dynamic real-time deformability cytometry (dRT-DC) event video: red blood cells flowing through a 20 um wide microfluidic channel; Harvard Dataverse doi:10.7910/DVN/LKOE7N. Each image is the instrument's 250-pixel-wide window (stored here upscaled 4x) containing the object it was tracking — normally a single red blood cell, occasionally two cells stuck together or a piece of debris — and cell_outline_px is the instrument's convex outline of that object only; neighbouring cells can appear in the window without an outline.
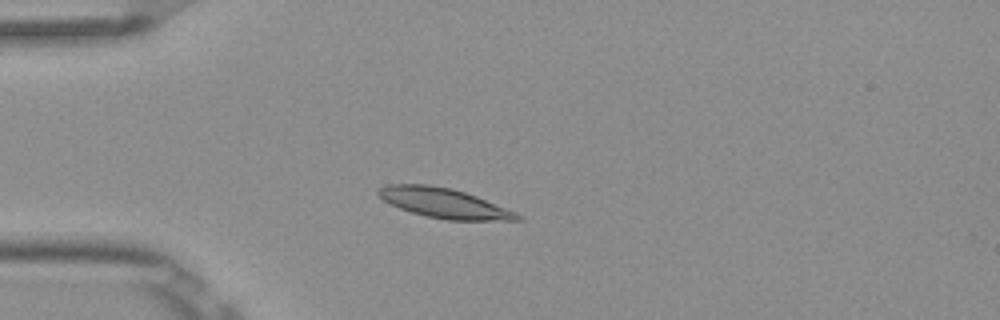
{"species": "Egyptian fruit bat (a non-hibernating species)", "species_latin": "Rousettus aegyptiacus", "temperature_condition": "room temperature", "stored_images_in_passage": 6, "camera_frame_rate_fps": 3000, "um_per_image_px": 0.085, "frame": {"image": 1, "passage_image": 3, "time_ms": 0.667, "image_size_px": [1000, 320], "cell_outline_px": [[524, 220], [448, 220], [428, 216], [412, 212], [400, 208], [384, 200], [376, 192], [380, 188], [388, 184], [428, 184], [452, 188], [476, 196], [516, 212], [524, 216]], "centroid_in_image_um": [37.78, 17.26], "position_along_channel_um": 47.2, "area_um2": 23.87}}
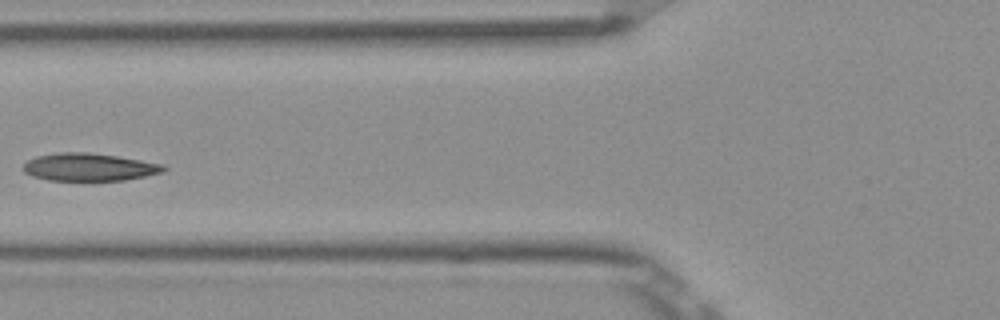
{"frame": {"image": 2, "passage_image": 5, "time_ms": 1.333, "image_size_px": [1000, 320], "cell_outline_px": [[168, 168], [164, 172], [124, 180], [48, 180], [32, 176], [24, 172], [24, 164], [28, 160], [36, 156], [60, 152], [84, 152], [116, 156], [164, 164]], "centroid_in_image_um": [7.59, 14.2], "position_along_channel_um": 118.2, "area_um2": 22.48}}
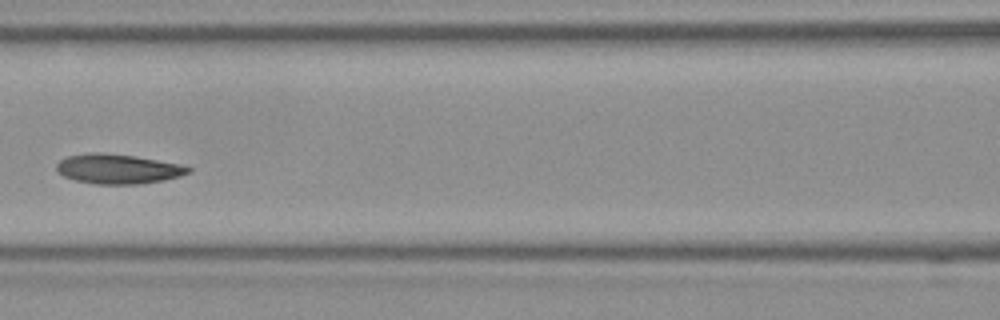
{"frame": {"image": 3, "passage_image": 6, "time_ms": 1.667, "image_size_px": [1000, 320], "cell_outline_px": [[192, 172], [180, 176], [164, 180], [140, 184], [96, 184], [76, 180], [64, 176], [56, 168], [56, 164], [60, 160], [68, 156], [88, 152], [100, 152], [132, 156], [180, 164], [192, 168]], "centroid_in_image_um": [10.04, 14.36], "position_along_channel_um": 156.6, "area_um2": 22.66}}